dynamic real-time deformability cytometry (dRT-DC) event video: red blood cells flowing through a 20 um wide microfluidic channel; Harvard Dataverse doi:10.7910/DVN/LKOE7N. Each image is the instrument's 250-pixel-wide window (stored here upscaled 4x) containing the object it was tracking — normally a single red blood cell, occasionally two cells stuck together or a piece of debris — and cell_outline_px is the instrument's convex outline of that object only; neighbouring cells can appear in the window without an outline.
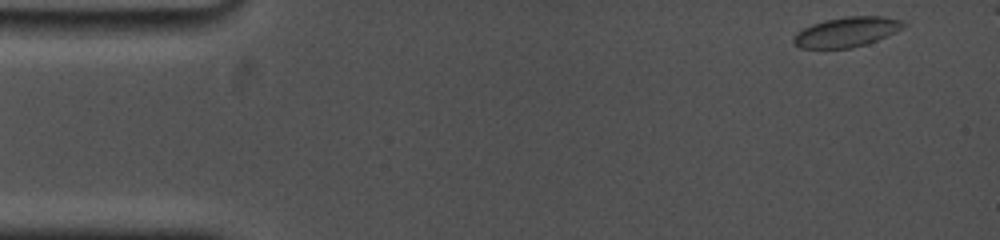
{"species": "common noctule bat (a hibernating species)", "species_latin": "Nyctalus noctula", "temperature_condition": "cold", "stored_images_in_passage": 69, "camera_frame_rate_fps": 5000, "um_per_image_px": 0.085, "animal": {"sex": "female", "body_mass_g": 19.0, "forearm_length_mm": 53.3}, "frame": {"image": 1, "passage_image": 1, "time_ms": 0.0, "image_size_px": [1000, 240], "cell_outline_px": [[908, 24], [904, 28], [896, 32], [876, 40], [852, 48], [800, 48], [792, 40], [796, 32], [812, 24], [824, 20], [844, 16], [884, 16], [904, 20]], "centroid_in_image_um": [72.01, 2.7], "position_along_channel_um": 13.0, "area_um2": 19.25}}
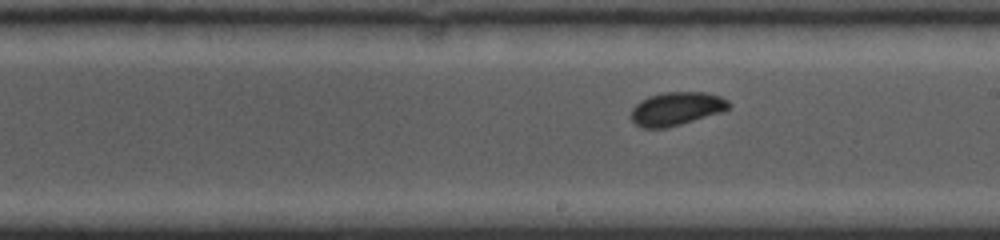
{"frame": {"image": 2, "passage_image": 38, "time_ms": 8.8, "image_size_px": [1000, 240], "cell_outline_px": [[732, 104], [724, 112], [680, 124], [664, 128], [644, 128], [636, 124], [632, 120], [632, 108], [640, 100], [648, 96], [664, 92], [704, 92], [720, 96], [728, 100]], "centroid_in_image_um": [57.52, 9.23], "position_along_channel_um": 231.5, "area_um2": 19.02}}
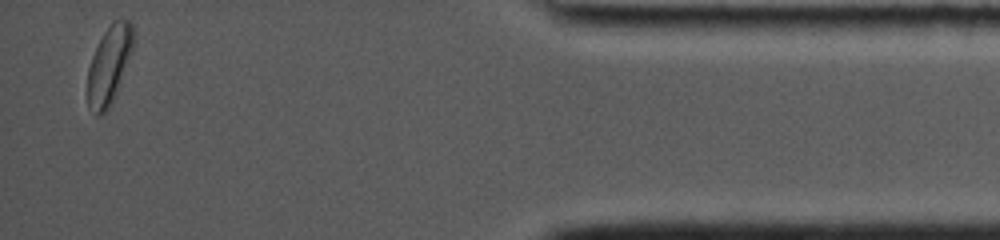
{"frame": {"image": 3, "passage_image": 67, "time_ms": 15.4, "image_size_px": [1000, 240], "cell_outline_px": [[132, 52], [116, 92], [108, 108], [104, 112], [96, 116], [88, 108], [88, 68], [92, 56], [104, 32], [112, 20], [128, 20], [132, 24]], "centroid_in_image_um": [9.26, 5.52], "position_along_channel_um": 425.9, "area_um2": 20.29}}